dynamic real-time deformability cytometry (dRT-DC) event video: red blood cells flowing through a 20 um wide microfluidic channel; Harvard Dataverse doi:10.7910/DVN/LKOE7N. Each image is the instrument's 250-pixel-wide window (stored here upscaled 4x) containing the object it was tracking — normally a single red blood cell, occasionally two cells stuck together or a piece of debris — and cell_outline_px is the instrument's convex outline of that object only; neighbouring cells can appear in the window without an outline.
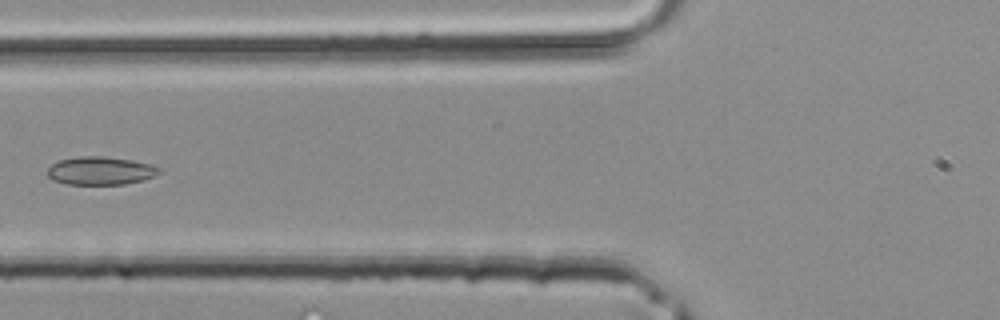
{"species": "common noctule bat (a hibernating species)", "species_latin": "Nyctalus noctula", "temperature_condition": "room temperature", "stored_images_in_passage": 13, "camera_frame_rate_fps": 3000, "um_per_image_px": 0.085, "animal": {"sex": "male", "body_mass_g": 20.4}, "frame": {"image": 1, "passage_image": 9, "time_ms": 2.667, "image_size_px": [1000, 320], "cell_outline_px": [[160, 172], [144, 180], [124, 184], [68, 184], [52, 180], [48, 176], [48, 168], [52, 164], [60, 160], [80, 156], [104, 156], [132, 160], [152, 164], [160, 168]], "centroid_in_image_um": [8.54, 14.51], "position_along_channel_um": 117.3, "area_um2": 18.26}}